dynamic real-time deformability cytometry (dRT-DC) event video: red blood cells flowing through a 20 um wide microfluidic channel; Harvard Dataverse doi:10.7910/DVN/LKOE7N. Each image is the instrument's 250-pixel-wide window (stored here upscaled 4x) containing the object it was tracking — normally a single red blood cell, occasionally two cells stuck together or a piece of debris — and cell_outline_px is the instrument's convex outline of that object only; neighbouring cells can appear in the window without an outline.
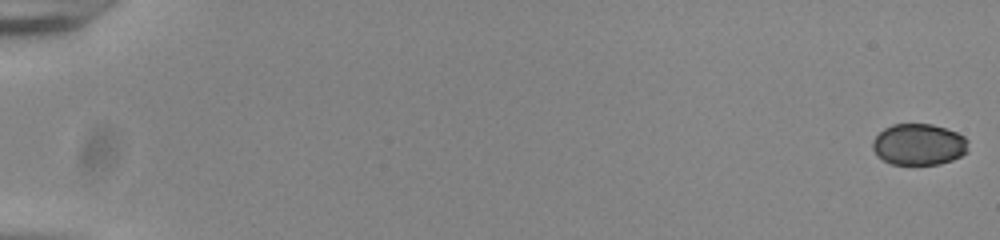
{"species": "common noctule bat (a hibernating species)", "species_latin": "Nyctalus noctula", "temperature_condition": "room temperature", "stored_images_in_passage": 18, "camera_frame_rate_fps": 3000, "um_per_image_px": 0.085, "animal": {"sex": "male", "body_mass_g": 20.0, "forearm_length_mm": 53.3}, "frame": {"image": 1, "passage_image": 1, "time_ms": 0.0, "image_size_px": [1000, 240], "cell_outline_px": [[968, 152], [952, 160], [940, 164], [892, 164], [876, 156], [872, 148], [872, 140], [884, 128], [892, 124], [932, 124], [956, 132], [964, 136], [968, 140]], "centroid_in_image_um": [78.09, 12.28], "position_along_channel_um": 6.9, "area_um2": 23.18}}
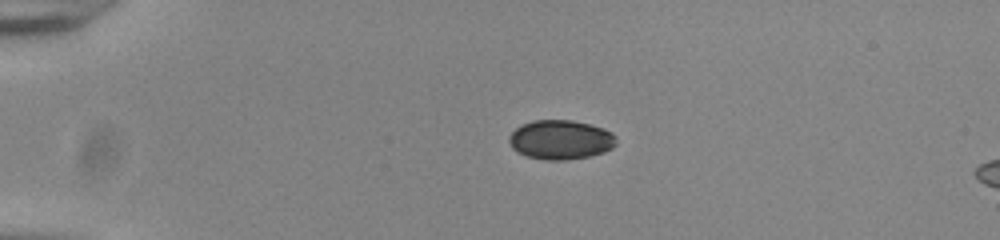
{"frame": {"image": 2, "passage_image": 14, "time_ms": 4.333, "image_size_px": [1000, 240], "cell_outline_px": [[616, 144], [612, 148], [604, 152], [588, 156], [564, 160], [544, 160], [528, 156], [516, 152], [512, 148], [508, 140], [508, 136], [516, 128], [532, 120], [572, 120], [604, 128], [612, 132], [616, 136]], "centroid_in_image_um": [47.65, 11.87], "position_along_channel_um": 37.4, "area_um2": 24.62}}